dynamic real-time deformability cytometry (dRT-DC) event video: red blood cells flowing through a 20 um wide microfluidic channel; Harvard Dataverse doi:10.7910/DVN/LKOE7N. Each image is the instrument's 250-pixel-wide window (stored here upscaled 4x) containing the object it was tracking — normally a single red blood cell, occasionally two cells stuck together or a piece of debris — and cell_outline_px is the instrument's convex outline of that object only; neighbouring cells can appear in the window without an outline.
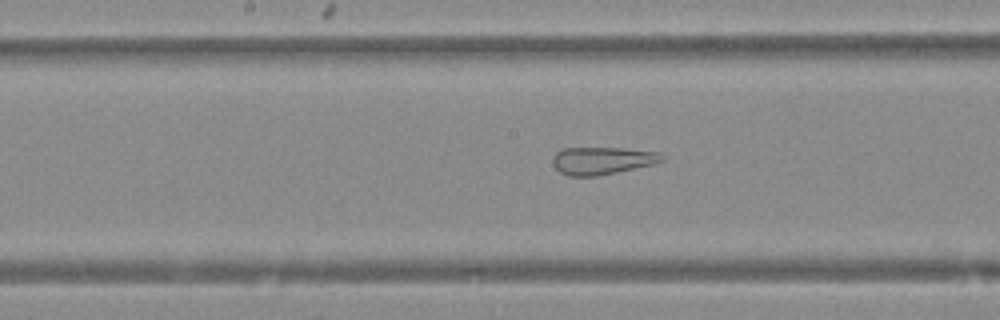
{"species": "Egyptian fruit bat (a non-hibernating species)", "species_latin": "Rousettus aegyptiacus", "temperature_condition": "warm", "stored_images_in_passage": 34, "camera_frame_rate_fps": 3000, "um_per_image_px": 0.085, "animal": {"sex": "female"}, "frame": {"image": 1, "passage_image": 10, "time_ms": 3.0, "image_size_px": [1000, 320], "cell_outline_px": [[664, 160], [652, 164], [616, 172], [596, 176], [568, 176], [560, 172], [556, 168], [552, 160], [556, 152], [560, 148], [620, 148], [660, 152], [664, 156]], "centroid_in_image_um": [51.17, 13.64], "position_along_channel_um": 197.0, "area_um2": 17.4}}
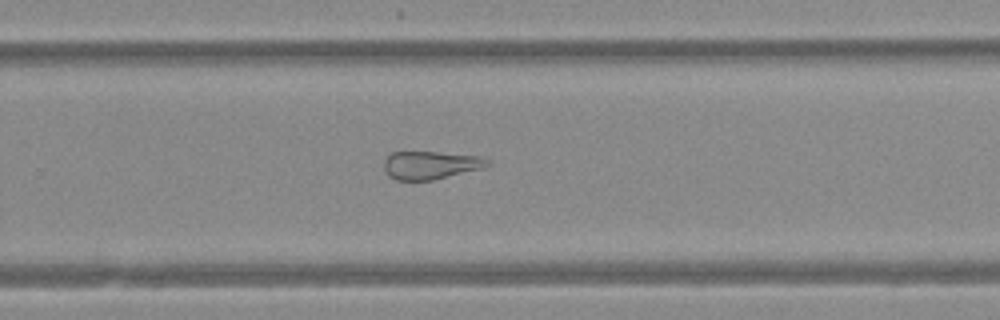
{"frame": {"image": 2, "passage_image": 17, "time_ms": 5.333, "image_size_px": [1000, 320], "cell_outline_px": [[492, 164], [480, 168], [432, 180], [396, 180], [388, 176], [384, 168], [384, 160], [392, 152], [436, 152], [480, 156], [492, 160]], "centroid_in_image_um": [36.59, 14.03], "position_along_channel_um": 293.2, "area_um2": 16.82}}
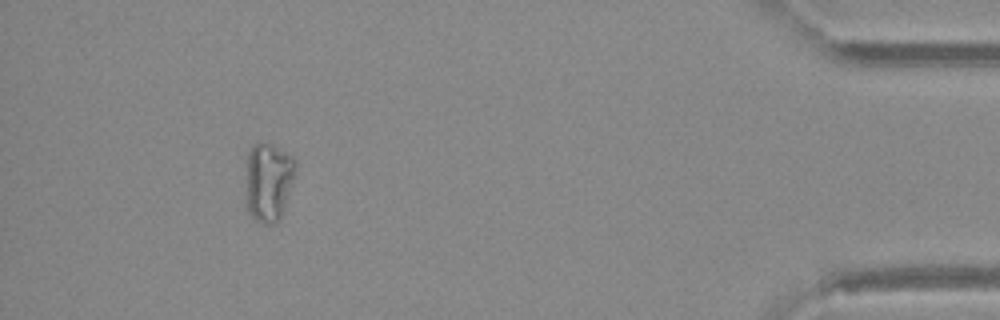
{"frame": {"image": 3, "passage_image": 30, "time_ms": 9.667, "image_size_px": [1000, 320], "cell_outline_px": [[296, 168], [284, 208], [276, 224], [264, 224], [256, 220], [248, 212], [244, 204], [244, 200], [248, 152], [252, 144], [260, 140], [272, 144], [292, 156], [296, 160]], "centroid_in_image_um": [22.77, 15.43], "position_along_channel_um": 412.4, "area_um2": 23.41}}